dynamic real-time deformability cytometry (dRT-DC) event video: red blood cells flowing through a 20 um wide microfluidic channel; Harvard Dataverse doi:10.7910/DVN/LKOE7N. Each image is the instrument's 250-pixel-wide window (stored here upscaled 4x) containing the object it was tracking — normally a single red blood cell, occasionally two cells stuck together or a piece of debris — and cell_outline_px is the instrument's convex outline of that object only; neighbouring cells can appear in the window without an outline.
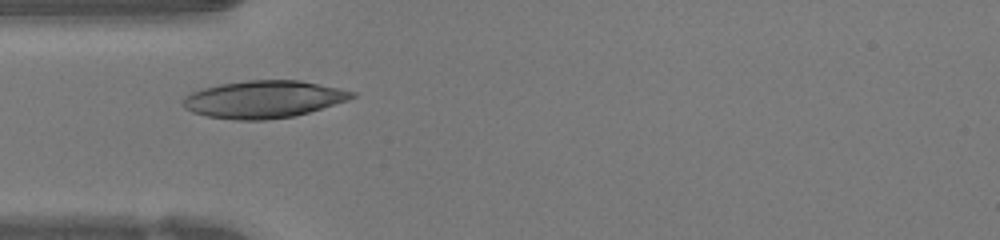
{"species": "human", "species_latin": "Homo sapiens", "temperature_condition": "warm", "stored_images_in_passage": 5, "camera_frame_rate_fps": 3000, "um_per_image_px": 0.085, "donor": {"sex": "female"}, "frame": {"image": 1, "passage_image": 1, "time_ms": 0.0, "image_size_px": [1000, 240], "cell_outline_px": [[356, 96], [348, 100], [308, 112], [292, 116], [264, 120], [240, 120], [208, 116], [192, 112], [184, 108], [184, 100], [192, 92], [204, 88], [220, 84], [248, 80], [300, 80], [356, 92]], "centroid_in_image_um": [22.42, 8.43], "position_along_channel_um": 62.6, "area_um2": 36.24}}